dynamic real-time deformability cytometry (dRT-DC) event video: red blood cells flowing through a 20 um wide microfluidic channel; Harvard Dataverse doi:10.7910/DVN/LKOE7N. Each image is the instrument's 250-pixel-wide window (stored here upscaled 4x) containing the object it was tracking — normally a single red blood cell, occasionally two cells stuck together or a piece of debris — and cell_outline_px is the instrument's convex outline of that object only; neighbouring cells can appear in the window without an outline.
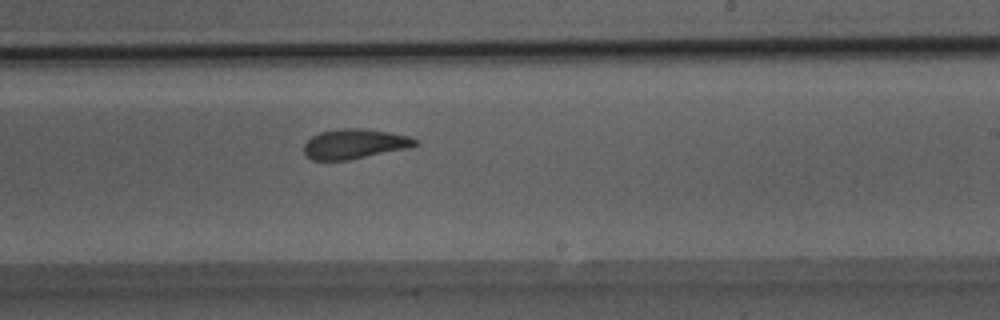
{"species": "Egyptian fruit bat (a non-hibernating species)", "species_latin": "Rousettus aegyptiacus", "temperature_condition": "room temperature", "stored_images_in_passage": 44, "camera_frame_rate_fps": 3000, "um_per_image_px": 0.085, "animal": {"sex": "male"}, "frame": {"image": 1, "passage_image": 24, "time_ms": 7.667, "image_size_px": [1000, 320], "cell_outline_px": [[420, 144], [408, 148], [348, 160], [312, 160], [304, 152], [304, 144], [312, 136], [320, 132], [344, 128], [360, 128], [388, 132], [408, 136], [416, 140]], "centroid_in_image_um": [30.13, 12.23], "position_along_channel_um": 258.9, "area_um2": 19.13}}
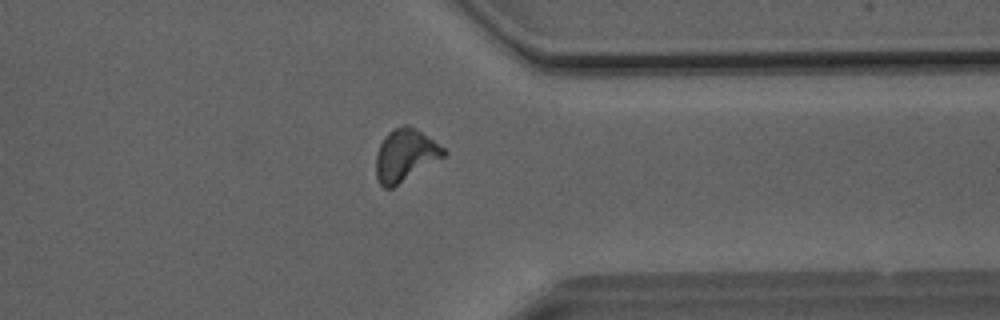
{"frame": {"image": 2, "passage_image": 33, "time_ms": 10.667, "image_size_px": [1000, 320], "cell_outline_px": [[448, 152], [444, 156], [392, 188], [384, 188], [380, 184], [376, 176], [376, 152], [384, 136], [388, 132], [404, 124], [408, 124], [444, 148]], "centroid_in_image_um": [34.41, 13.19], "position_along_channel_um": 377.0, "area_um2": 20.23}}
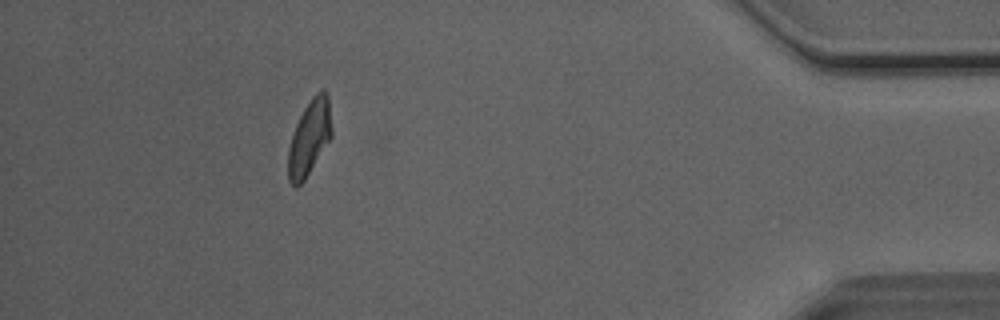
{"frame": {"image": 3, "passage_image": 39, "time_ms": 12.667, "image_size_px": [1000, 320], "cell_outline_px": [[332, 136], [304, 180], [296, 188], [288, 180], [288, 148], [296, 124], [304, 108], [312, 96], [320, 88], [324, 88], [328, 92], [332, 128]], "centroid_in_image_um": [26.31, 11.65], "position_along_channel_um": 408.9, "area_um2": 19.13}, "authors_computed_cell_mechanics": {"area_um2": 19.7098, "velocity_mm_per_s": 4.072, "shape_relaxation_time_tau1_ms": 7.9109, "shape_relaxation_time_tau2_ms": 1.9587, "deformation_change_tau1": 0.1976, "deformation_change_tau2": 0.0931}}